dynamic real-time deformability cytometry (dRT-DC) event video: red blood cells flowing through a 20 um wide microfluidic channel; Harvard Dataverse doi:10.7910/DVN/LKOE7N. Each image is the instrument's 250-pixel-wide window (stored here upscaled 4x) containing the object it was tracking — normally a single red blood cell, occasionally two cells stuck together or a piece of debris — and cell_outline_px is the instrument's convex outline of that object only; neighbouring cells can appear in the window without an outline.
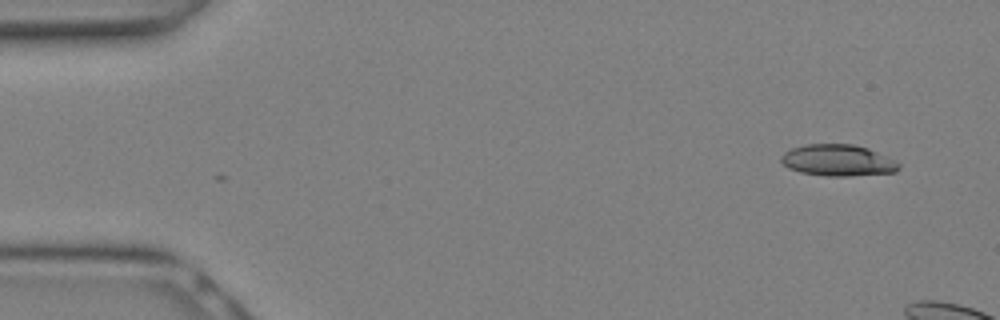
{"species": "Egyptian fruit bat (a non-hibernating species)", "species_latin": "Rousettus aegyptiacus", "temperature_condition": "warm", "stored_images_in_passage": 3, "camera_frame_rate_fps": 3000, "um_per_image_px": 0.085, "animal": {"sex": "female"}, "frame": {"image": 1, "passage_image": 3, "time_ms": 0.667, "image_size_px": [1000, 320], "cell_outline_px": [[900, 168], [896, 172], [848, 176], [828, 176], [800, 172], [788, 168], [780, 160], [780, 156], [784, 152], [792, 148], [804, 144], [852, 144], [868, 148], [900, 164]], "centroid_in_image_um": [71.18, 13.63], "position_along_channel_um": 13.8, "area_um2": 21.44}}